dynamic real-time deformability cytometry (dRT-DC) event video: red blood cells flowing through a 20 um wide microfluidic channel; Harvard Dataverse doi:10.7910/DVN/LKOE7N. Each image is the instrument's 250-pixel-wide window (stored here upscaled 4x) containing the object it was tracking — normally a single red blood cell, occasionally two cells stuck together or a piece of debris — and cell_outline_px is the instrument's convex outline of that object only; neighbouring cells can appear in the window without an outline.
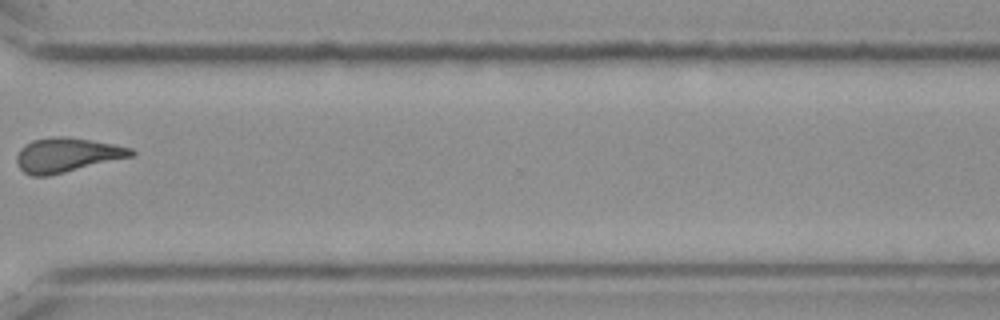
{"species": "Egyptian fruit bat (a non-hibernating species)", "species_latin": "Rousettus aegyptiacus", "temperature_condition": "cold", "stored_images_in_passage": 12, "camera_frame_rate_fps": 3000, "um_per_image_px": 0.085, "frame": {"image": 1, "passage_image": 9, "time_ms": 2.667, "image_size_px": [1000, 320], "cell_outline_px": [[136, 156], [48, 176], [32, 176], [24, 172], [20, 168], [16, 160], [16, 156], [20, 148], [24, 144], [32, 140], [52, 136], [68, 136], [92, 140], [132, 148], [136, 152]], "centroid_in_image_um": [5.7, 13.17], "position_along_channel_um": 364.9, "area_um2": 23.24}}